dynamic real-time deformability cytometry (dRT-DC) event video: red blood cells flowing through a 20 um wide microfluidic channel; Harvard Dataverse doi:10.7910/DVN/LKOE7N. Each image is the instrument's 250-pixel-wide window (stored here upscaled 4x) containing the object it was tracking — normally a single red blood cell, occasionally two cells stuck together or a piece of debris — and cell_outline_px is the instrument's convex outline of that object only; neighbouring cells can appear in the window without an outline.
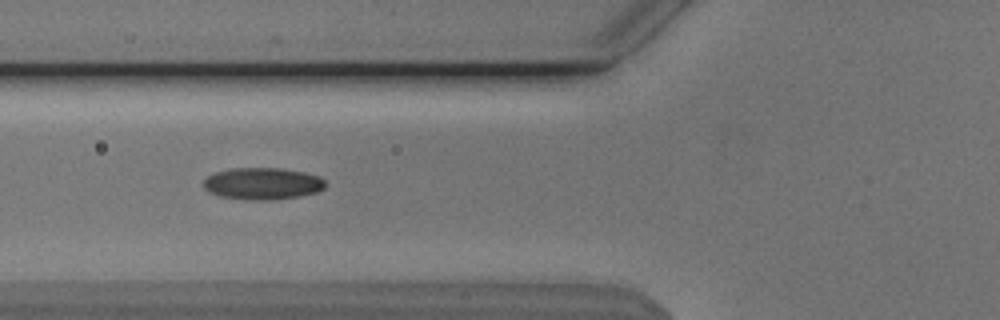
{"species": "Egyptian fruit bat (a non-hibernating species)", "species_latin": "Rousettus aegyptiacus", "temperature_condition": "cold", "stored_images_in_passage": 41, "camera_frame_rate_fps": 3000, "um_per_image_px": 0.085, "animal": {"sex": "male"}, "frame": {"image": 1, "passage_image": 8, "time_ms": 2.333, "image_size_px": [1000, 320], "cell_outline_px": [[324, 188], [316, 192], [300, 196], [272, 200], [244, 200], [220, 196], [208, 192], [204, 188], [204, 180], [208, 176], [216, 172], [232, 168], [280, 168], [304, 172], [320, 176], [324, 180]], "centroid_in_image_um": [22.31, 15.61], "position_along_channel_um": 103.5, "area_um2": 22.72}}
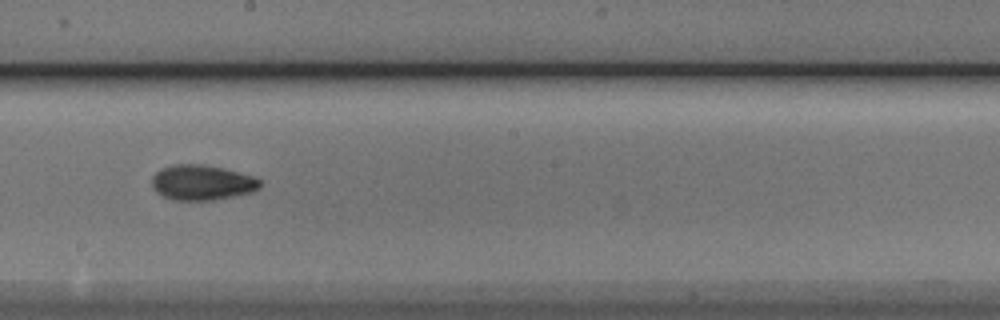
{"frame": {"image": 2, "passage_image": 18, "time_ms": 5.667, "image_size_px": [1000, 320], "cell_outline_px": [[260, 188], [252, 192], [216, 200], [172, 200], [156, 192], [152, 188], [152, 176], [160, 168], [172, 164], [204, 164], [252, 176], [260, 180]], "centroid_in_image_um": [17.12, 15.52], "position_along_channel_um": 231.1, "area_um2": 22.2}}
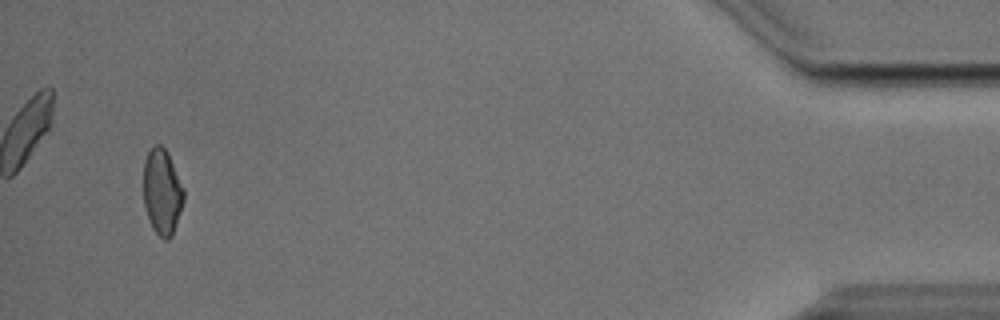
{"frame": {"image": 3, "passage_image": 39, "time_ms": 12.667, "image_size_px": [1000, 320], "cell_outline_px": [[184, 200], [172, 236], [168, 240], [164, 240], [152, 228], [144, 204], [144, 160], [148, 152], [156, 144], [160, 144], [168, 152], [184, 188]], "centroid_in_image_um": [13.79, 16.3], "position_along_channel_um": 421.4, "area_um2": 20.06}, "authors_computed_cell_mechanics": {"area_um2": 21.097, "velocity_mm_per_s": 3.8179, "shape_relaxation_time_tau1_ms": 7.7863, "shape_relaxation_time_tau2_ms": 3.873, "deformation_change_tau1": 0.1477, "deformation_change_tau2": 0.0879}}